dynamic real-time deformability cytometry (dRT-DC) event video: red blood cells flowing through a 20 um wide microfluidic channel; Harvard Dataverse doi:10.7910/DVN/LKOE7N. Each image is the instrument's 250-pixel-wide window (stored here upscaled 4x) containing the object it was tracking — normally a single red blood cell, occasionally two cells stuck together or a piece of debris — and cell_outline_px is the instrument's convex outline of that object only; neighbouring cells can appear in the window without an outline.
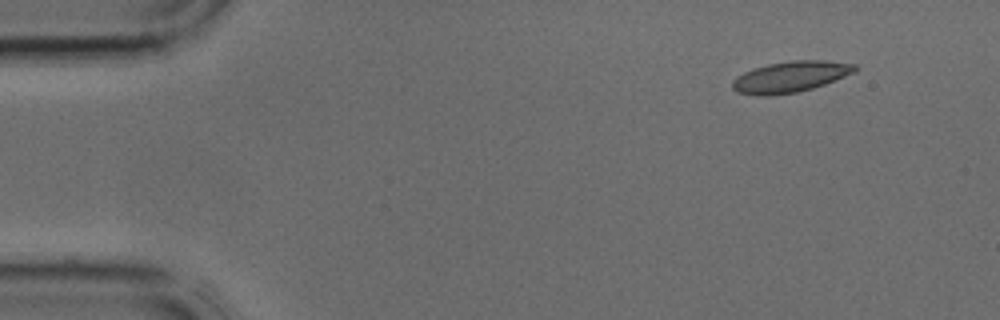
{"species": "common noctule bat (a hibernating species)", "species_latin": "Nyctalus noctula", "temperature_condition": "cold", "stored_images_in_passage": 4, "segment_of_instrument_passage": [2, 2], "camera_frame_rate_fps": 3000, "um_per_image_px": 0.085, "animal": {"sex": "male", "body_mass_g": 17.9, "forearm_length_mm": 54.2}, "frame": {"image": 1, "passage_image": 4, "time_ms": 1.0, "image_size_px": [1000, 320], "cell_outline_px": [[860, 68], [856, 72], [824, 84], [812, 88], [796, 92], [768, 96], [756, 96], [736, 92], [732, 88], [732, 80], [736, 76], [752, 68], [768, 64], [792, 60], [824, 60], [856, 64]], "centroid_in_image_um": [67.17, 6.52], "position_along_channel_um": 17.8, "area_um2": 22.37}}